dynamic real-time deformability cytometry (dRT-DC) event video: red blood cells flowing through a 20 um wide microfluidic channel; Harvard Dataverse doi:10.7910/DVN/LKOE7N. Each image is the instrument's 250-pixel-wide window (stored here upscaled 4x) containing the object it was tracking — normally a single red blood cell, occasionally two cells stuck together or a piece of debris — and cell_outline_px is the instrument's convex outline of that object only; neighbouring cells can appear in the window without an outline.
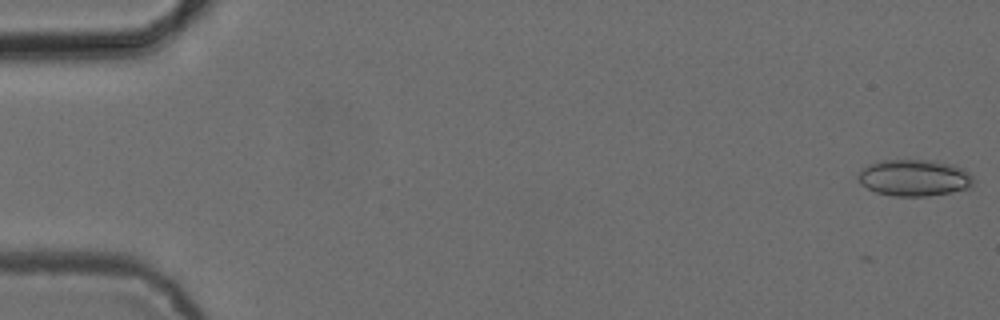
{"species": "common noctule bat (a hibernating species)", "species_latin": "Nyctalus noctula", "temperature_condition": "cold", "stored_images_in_passage": 2, "camera_frame_rate_fps": 3000, "um_per_image_px": 0.085, "animal": {"sex": "female", "body_mass_g": 24.6, "forearm_length_mm": 56.2}, "frame": {"image": 1, "passage_image": 2, "time_ms": 0.333, "image_size_px": [1000, 320], "cell_outline_px": [[972, 184], [968, 188], [952, 192], [928, 196], [892, 196], [876, 192], [860, 184], [856, 176], [868, 164], [880, 160], [936, 160], [952, 164], [964, 168], [972, 176]], "centroid_in_image_um": [77.7, 15.1], "position_along_channel_um": 7.3, "area_um2": 24.74}}